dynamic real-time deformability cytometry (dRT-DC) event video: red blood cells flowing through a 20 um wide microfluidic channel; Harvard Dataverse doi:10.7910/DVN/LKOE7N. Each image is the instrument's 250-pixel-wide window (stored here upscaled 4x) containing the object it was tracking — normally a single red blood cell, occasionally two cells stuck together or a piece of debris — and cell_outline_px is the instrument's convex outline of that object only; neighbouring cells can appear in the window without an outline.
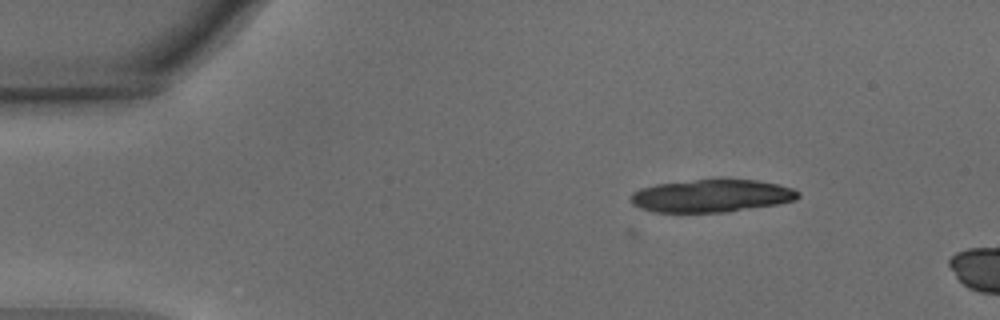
{"species": "common noctule bat (a hibernating species)", "species_latin": "Nyctalus noctula", "temperature_condition": "warm", "stored_images_in_passage": 5, "camera_frame_rate_fps": 3000, "um_per_image_px": 0.085, "animal": {"sex": "male", "body_mass_g": 15.6}, "frame": {"image": 1, "passage_image": 1, "time_ms": 0.0, "image_size_px": [1000, 320], "cell_outline_px": [[800, 196], [796, 200], [780, 204], [724, 212], [656, 212], [640, 208], [632, 204], [628, 200], [632, 192], [640, 188], [656, 184], [720, 176], [724, 176], [756, 180], [776, 184], [792, 188], [800, 192]], "centroid_in_image_um": [60.48, 16.6], "position_along_channel_um": 24.5, "area_um2": 33.0}}